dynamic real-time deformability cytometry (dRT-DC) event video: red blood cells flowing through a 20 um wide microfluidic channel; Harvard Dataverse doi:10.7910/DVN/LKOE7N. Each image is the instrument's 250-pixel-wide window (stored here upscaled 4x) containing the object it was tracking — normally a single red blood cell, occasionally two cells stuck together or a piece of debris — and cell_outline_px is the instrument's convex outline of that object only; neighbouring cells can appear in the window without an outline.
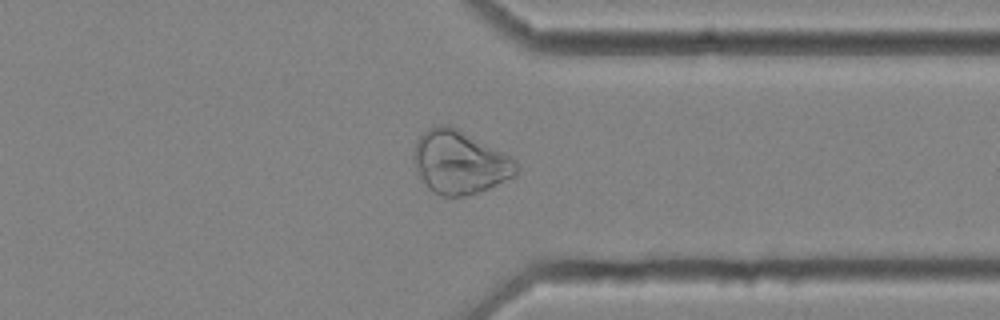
{"species": "common noctule bat (a hibernating species)", "species_latin": "Nyctalus noctula", "temperature_condition": "cold", "stored_images_in_passage": 49, "camera_frame_rate_fps": 3000, "um_per_image_px": 0.085, "animal": {"sex": "female", "body_mass_g": 25.1}, "frame": {"image": 1, "passage_image": 41, "time_ms": 13.333, "image_size_px": [1000, 320], "cell_outline_px": [[520, 168], [516, 176], [488, 188], [468, 196], [440, 196], [432, 192], [420, 180], [416, 172], [412, 156], [412, 152], [416, 140], [428, 128], [440, 124], [452, 124], [512, 156], [520, 164]], "centroid_in_image_um": [39.08, 13.78], "position_along_channel_um": 372.3, "area_um2": 38.9}}